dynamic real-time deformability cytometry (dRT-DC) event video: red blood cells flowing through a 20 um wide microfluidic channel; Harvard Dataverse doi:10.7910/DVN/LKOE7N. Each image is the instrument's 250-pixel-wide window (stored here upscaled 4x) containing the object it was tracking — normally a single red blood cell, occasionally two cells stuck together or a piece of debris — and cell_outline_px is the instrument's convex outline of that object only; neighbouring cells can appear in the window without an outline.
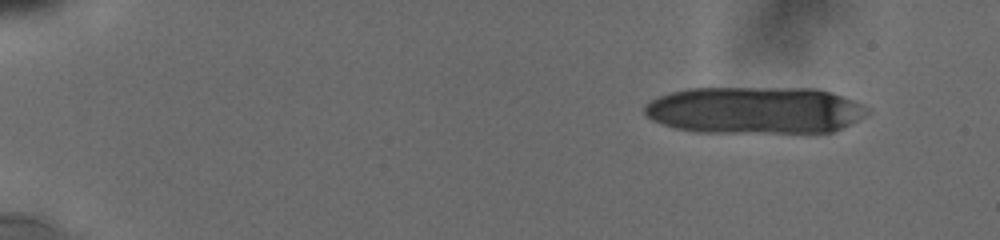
{"species": "human", "species_latin": "Homo sapiens", "temperature_condition": "cold", "stored_images_in_passage": 14, "segment_of_instrument_passage": [1, 2], "camera_frame_rate_fps": 3000, "um_per_image_px": 0.085, "donor": {"sex": "male"}, "frame": {"image": 1, "passage_image": 1, "time_ms": 0.0, "image_size_px": [1000, 240], "cell_outline_px": [[872, 112], [832, 132], [696, 132], [676, 128], [652, 120], [644, 112], [644, 104], [656, 96], [688, 88], [816, 88], [832, 92], [864, 104], [872, 108]], "centroid_in_image_um": [64.18, 9.35], "position_along_channel_um": 20.8, "area_um2": 61.44}}